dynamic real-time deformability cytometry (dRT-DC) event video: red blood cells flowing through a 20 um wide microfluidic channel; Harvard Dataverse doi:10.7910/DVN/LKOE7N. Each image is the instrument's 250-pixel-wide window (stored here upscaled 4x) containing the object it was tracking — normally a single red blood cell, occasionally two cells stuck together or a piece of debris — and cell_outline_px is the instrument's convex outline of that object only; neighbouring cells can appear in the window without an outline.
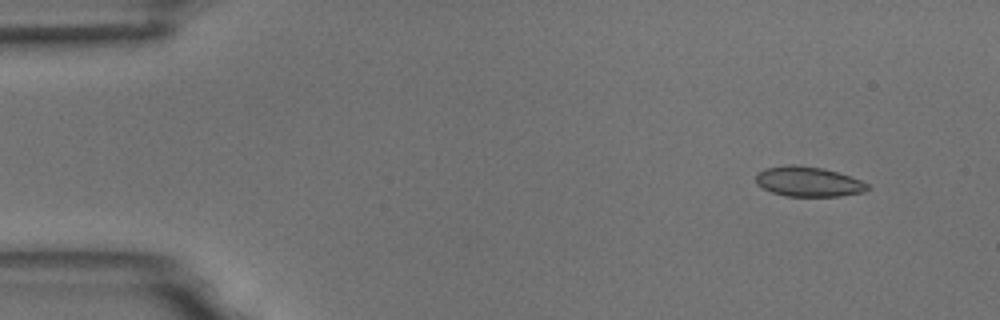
{"species": "common noctule bat (a hibernating species)", "species_latin": "Nyctalus noctula", "temperature_condition": "room temperature", "stored_images_in_passage": 5, "camera_frame_rate_fps": 3000, "um_per_image_px": 0.085, "animal": {"sex": "male", "body_mass_g": 18.8}, "frame": {"image": 1, "passage_image": 1, "time_ms": 0.0, "image_size_px": [1000, 320], "cell_outline_px": [[868, 188], [864, 192], [840, 196], [788, 196], [772, 192], [756, 184], [756, 172], [764, 168], [788, 164], [796, 164], [824, 168], [860, 180], [868, 184]], "centroid_in_image_um": [68.66, 15.42], "position_along_channel_um": 16.3, "area_um2": 19.48}}
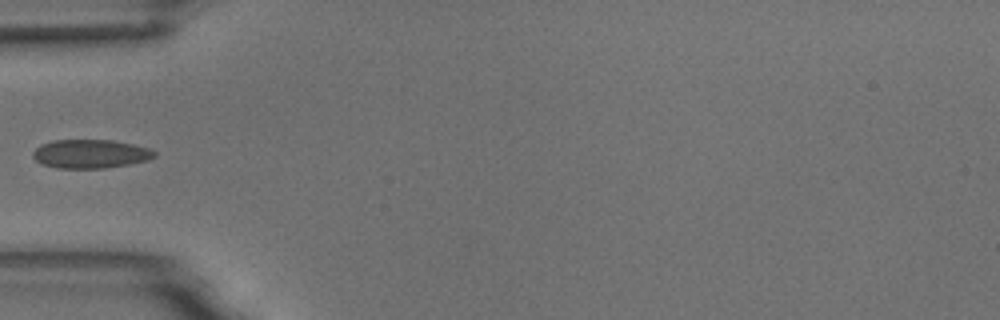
{"frame": {"image": 2, "passage_image": 4, "time_ms": 4.333, "image_size_px": [1000, 320], "cell_outline_px": [[156, 156], [148, 160], [128, 164], [104, 168], [56, 168], [40, 164], [32, 156], [32, 152], [40, 144], [52, 140], [112, 140], [132, 144], [148, 148], [156, 152]], "centroid_in_image_um": [7.64, 13.08], "position_along_channel_um": 77.4, "area_um2": 20.4}}